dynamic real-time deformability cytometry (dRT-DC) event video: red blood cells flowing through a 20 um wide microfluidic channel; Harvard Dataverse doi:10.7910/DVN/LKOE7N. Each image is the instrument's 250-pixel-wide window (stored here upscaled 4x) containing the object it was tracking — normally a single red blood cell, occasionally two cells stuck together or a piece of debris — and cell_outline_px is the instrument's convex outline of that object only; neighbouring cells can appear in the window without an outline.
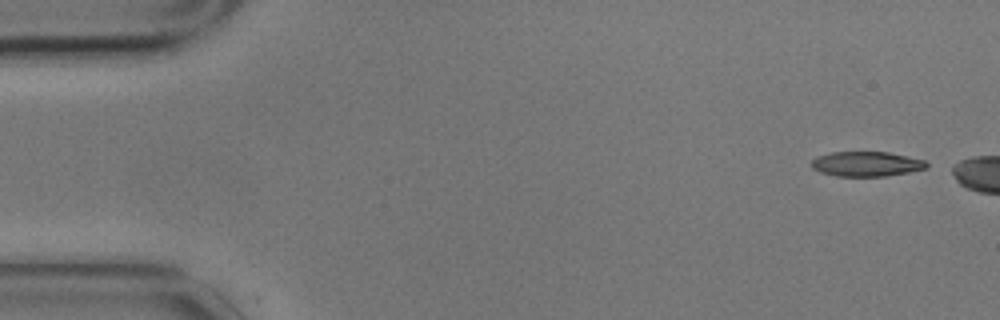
{"species": "common noctule bat (a hibernating species)", "species_latin": "Nyctalus noctula", "temperature_condition": "cold", "stored_images_in_passage": 3, "camera_frame_rate_fps": 3000, "um_per_image_px": 0.085, "animal": {"sex": "male", "body_mass_g": 17.9}, "frame": {"image": 1, "passage_image": 1, "time_ms": 0.0, "image_size_px": [1000, 320], "cell_outline_px": [[928, 168], [908, 172], [884, 176], [836, 176], [820, 172], [812, 168], [812, 160], [816, 156], [832, 152], [888, 152], [924, 160], [928, 164]], "centroid_in_image_um": [73.63, 13.93], "position_along_channel_um": 11.4, "area_um2": 16.59}}